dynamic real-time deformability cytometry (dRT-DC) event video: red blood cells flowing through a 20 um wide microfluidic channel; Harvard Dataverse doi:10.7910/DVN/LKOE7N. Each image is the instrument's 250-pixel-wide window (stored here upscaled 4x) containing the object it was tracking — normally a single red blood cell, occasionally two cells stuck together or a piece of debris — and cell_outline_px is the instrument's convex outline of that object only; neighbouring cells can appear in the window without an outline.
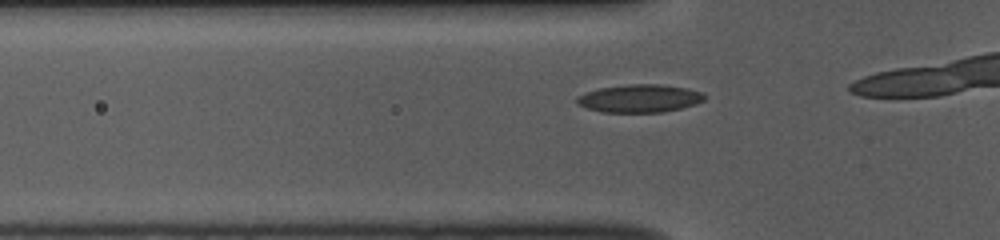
{"species": "common noctule bat (a hibernating species)", "species_latin": "Nyctalus noctula", "temperature_condition": "room temperature", "stored_images_in_passage": 13, "camera_frame_rate_fps": 3000, "um_per_image_px": 0.085, "animal": {"sex": "female", "body_mass_g": 10.0, "forearm_length_mm": 53.1}, "frame": {"image": 1, "passage_image": 10, "time_ms": 3.0, "image_size_px": [1000, 240], "cell_outline_px": [[708, 96], [704, 100], [696, 104], [664, 112], [600, 112], [576, 104], [576, 96], [600, 88], [628, 84], [660, 84], [688, 88], [704, 92]], "centroid_in_image_um": [54.41, 8.36], "position_along_channel_um": 71.4, "area_um2": 20.92}}